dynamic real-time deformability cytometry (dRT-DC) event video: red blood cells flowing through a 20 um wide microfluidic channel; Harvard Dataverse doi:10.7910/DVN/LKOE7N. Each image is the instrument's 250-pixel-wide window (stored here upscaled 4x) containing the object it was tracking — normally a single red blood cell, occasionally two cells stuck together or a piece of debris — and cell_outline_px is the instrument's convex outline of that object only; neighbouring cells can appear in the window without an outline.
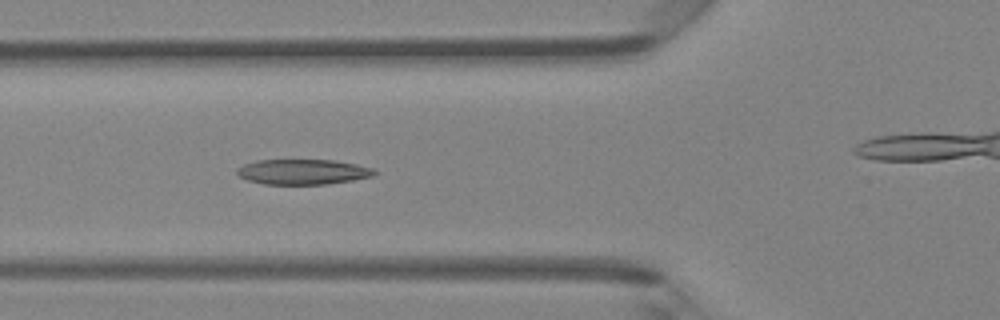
{"species": "Egyptian fruit bat (a non-hibernating species)", "species_latin": "Rousettus aegyptiacus", "temperature_condition": "room temperature", "stored_images_in_passage": 6, "camera_frame_rate_fps": 3000, "um_per_image_px": 0.085, "animal": {"sex": "female"}, "frame": {"image": 1, "passage_image": 5, "time_ms": 1.333, "image_size_px": [1000, 320], "cell_outline_px": [[376, 172], [372, 176], [352, 180], [328, 184], [264, 184], [248, 180], [236, 176], [236, 168], [244, 164], [256, 160], [336, 160], [356, 164], [372, 168]], "centroid_in_image_um": [25.69, 14.6], "position_along_channel_um": 100.1, "area_um2": 20.23}}